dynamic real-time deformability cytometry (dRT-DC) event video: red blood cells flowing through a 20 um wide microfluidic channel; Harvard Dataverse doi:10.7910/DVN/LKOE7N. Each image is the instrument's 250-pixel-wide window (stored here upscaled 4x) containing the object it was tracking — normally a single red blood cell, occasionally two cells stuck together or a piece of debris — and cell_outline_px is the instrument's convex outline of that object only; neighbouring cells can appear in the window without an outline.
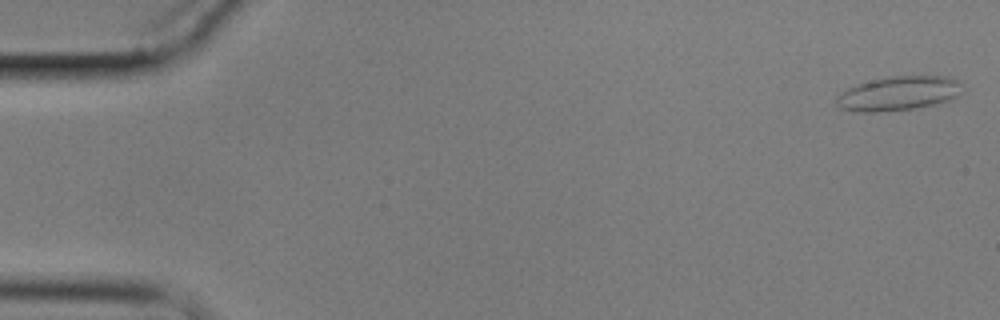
{"species": "common noctule bat (a hibernating species)", "species_latin": "Nyctalus noctula", "temperature_condition": "cold", "stored_images_in_passage": 8, "camera_frame_rate_fps": 3000, "um_per_image_px": 0.085, "animal": {"sex": "male", "body_mass_g": 17.9}, "frame": {"image": 1, "passage_image": 1, "time_ms": 0.0, "image_size_px": [1000, 320], "cell_outline_px": [[960, 84], [956, 96], [948, 100], [936, 104], [912, 108], [872, 112], [856, 112], [840, 108], [836, 104], [836, 96], [848, 88], [856, 84], [888, 76], [948, 76], [960, 80]], "centroid_in_image_um": [76.32, 7.93], "position_along_channel_um": 8.7, "area_um2": 24.85}}
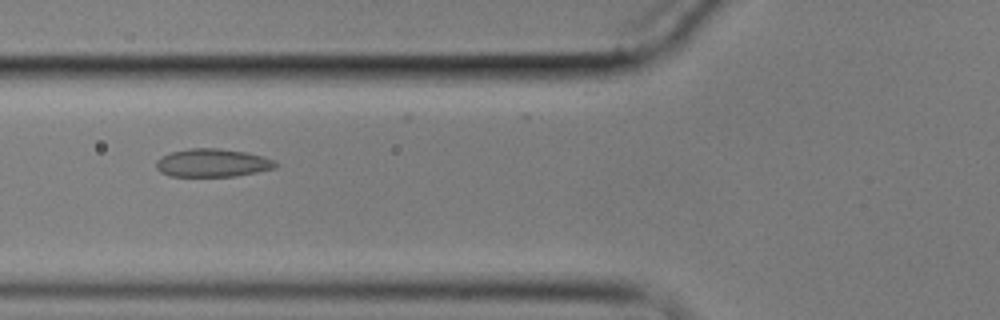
{"frame": {"image": 2, "passage_image": 7, "time_ms": 7.0, "image_size_px": [1000, 320], "cell_outline_px": [[276, 168], [236, 176], [172, 176], [160, 172], [156, 168], [156, 160], [172, 152], [192, 148], [216, 148], [248, 152], [264, 156], [272, 160], [276, 164]], "centroid_in_image_um": [18.07, 13.84], "position_along_channel_um": 107.7, "area_um2": 19.42}}
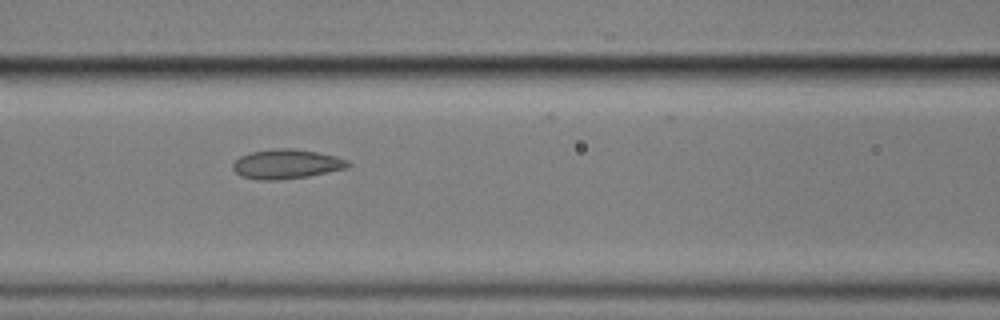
{"frame": {"image": 3, "passage_image": 8, "time_ms": 8.0, "image_size_px": [1000, 320], "cell_outline_px": [[352, 164], [348, 168], [308, 176], [276, 180], [256, 180], [240, 176], [232, 168], [232, 164], [240, 156], [252, 152], [276, 148], [292, 148], [316, 152], [336, 156], [348, 160]], "centroid_in_image_um": [24.35, 13.95], "position_along_channel_um": 142.2, "area_um2": 19.83}}